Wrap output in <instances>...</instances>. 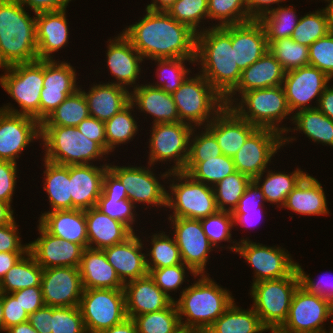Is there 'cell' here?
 Instances as JSON below:
<instances>
[{
	"mask_svg": "<svg viewBox=\"0 0 333 333\" xmlns=\"http://www.w3.org/2000/svg\"><path fill=\"white\" fill-rule=\"evenodd\" d=\"M137 22L121 31L144 60L196 57V36L167 12L145 9Z\"/></svg>",
	"mask_w": 333,
	"mask_h": 333,
	"instance_id": "1",
	"label": "cell"
},
{
	"mask_svg": "<svg viewBox=\"0 0 333 333\" xmlns=\"http://www.w3.org/2000/svg\"><path fill=\"white\" fill-rule=\"evenodd\" d=\"M195 65L225 99L238 85L242 71L235 62L232 25L209 27L197 33Z\"/></svg>",
	"mask_w": 333,
	"mask_h": 333,
	"instance_id": "2",
	"label": "cell"
},
{
	"mask_svg": "<svg viewBox=\"0 0 333 333\" xmlns=\"http://www.w3.org/2000/svg\"><path fill=\"white\" fill-rule=\"evenodd\" d=\"M209 275H195L174 301L180 325L194 333H205L235 301L232 292Z\"/></svg>",
	"mask_w": 333,
	"mask_h": 333,
	"instance_id": "3",
	"label": "cell"
},
{
	"mask_svg": "<svg viewBox=\"0 0 333 333\" xmlns=\"http://www.w3.org/2000/svg\"><path fill=\"white\" fill-rule=\"evenodd\" d=\"M15 0H0V68L38 60L36 14Z\"/></svg>",
	"mask_w": 333,
	"mask_h": 333,
	"instance_id": "4",
	"label": "cell"
},
{
	"mask_svg": "<svg viewBox=\"0 0 333 333\" xmlns=\"http://www.w3.org/2000/svg\"><path fill=\"white\" fill-rule=\"evenodd\" d=\"M40 145L44 150L43 159L52 163L66 166L98 165L99 161L100 165H109L106 162L109 154L97 142L81 134L77 127L41 126Z\"/></svg>",
	"mask_w": 333,
	"mask_h": 333,
	"instance_id": "5",
	"label": "cell"
},
{
	"mask_svg": "<svg viewBox=\"0 0 333 333\" xmlns=\"http://www.w3.org/2000/svg\"><path fill=\"white\" fill-rule=\"evenodd\" d=\"M0 86L18 104H3L0 110L34 117L40 123V95L44 82V60L14 64L3 69Z\"/></svg>",
	"mask_w": 333,
	"mask_h": 333,
	"instance_id": "6",
	"label": "cell"
},
{
	"mask_svg": "<svg viewBox=\"0 0 333 333\" xmlns=\"http://www.w3.org/2000/svg\"><path fill=\"white\" fill-rule=\"evenodd\" d=\"M230 107L257 128L272 129L282 136L289 129L283 122L293 120L282 85L244 92Z\"/></svg>",
	"mask_w": 333,
	"mask_h": 333,
	"instance_id": "7",
	"label": "cell"
},
{
	"mask_svg": "<svg viewBox=\"0 0 333 333\" xmlns=\"http://www.w3.org/2000/svg\"><path fill=\"white\" fill-rule=\"evenodd\" d=\"M167 218L200 220L218 211L213 187L194 180L190 175L170 172L167 179Z\"/></svg>",
	"mask_w": 333,
	"mask_h": 333,
	"instance_id": "8",
	"label": "cell"
},
{
	"mask_svg": "<svg viewBox=\"0 0 333 333\" xmlns=\"http://www.w3.org/2000/svg\"><path fill=\"white\" fill-rule=\"evenodd\" d=\"M172 96L180 121L193 127H206L225 107L224 98L199 72L189 75Z\"/></svg>",
	"mask_w": 333,
	"mask_h": 333,
	"instance_id": "9",
	"label": "cell"
},
{
	"mask_svg": "<svg viewBox=\"0 0 333 333\" xmlns=\"http://www.w3.org/2000/svg\"><path fill=\"white\" fill-rule=\"evenodd\" d=\"M300 285L295 269L289 276L262 280L252 284L250 297L252 307L266 329H280L285 323L293 294Z\"/></svg>",
	"mask_w": 333,
	"mask_h": 333,
	"instance_id": "10",
	"label": "cell"
},
{
	"mask_svg": "<svg viewBox=\"0 0 333 333\" xmlns=\"http://www.w3.org/2000/svg\"><path fill=\"white\" fill-rule=\"evenodd\" d=\"M193 126L185 122L158 123L150 127L148 164L169 165V172L183 171L189 154V141ZM159 162V164H158ZM166 162V163H165ZM172 162V163H171Z\"/></svg>",
	"mask_w": 333,
	"mask_h": 333,
	"instance_id": "11",
	"label": "cell"
},
{
	"mask_svg": "<svg viewBox=\"0 0 333 333\" xmlns=\"http://www.w3.org/2000/svg\"><path fill=\"white\" fill-rule=\"evenodd\" d=\"M112 164L109 163V168L119 177L124 186L128 189V199L136 207H139L140 204L144 205V207H141V209L144 208V211L149 209V207L151 209H153V207L154 209L157 208L159 211L161 209L167 211V189L165 187L167 184L165 183H167L170 172L165 167V172L160 171V174H157L155 173L156 170L153 166L148 163L146 167L144 165H129V163L128 166H118L114 165V161Z\"/></svg>",
	"mask_w": 333,
	"mask_h": 333,
	"instance_id": "12",
	"label": "cell"
},
{
	"mask_svg": "<svg viewBox=\"0 0 333 333\" xmlns=\"http://www.w3.org/2000/svg\"><path fill=\"white\" fill-rule=\"evenodd\" d=\"M79 308L87 333H100L128 318L124 289H84Z\"/></svg>",
	"mask_w": 333,
	"mask_h": 333,
	"instance_id": "13",
	"label": "cell"
},
{
	"mask_svg": "<svg viewBox=\"0 0 333 333\" xmlns=\"http://www.w3.org/2000/svg\"><path fill=\"white\" fill-rule=\"evenodd\" d=\"M238 240L234 254L240 255L252 268L254 273L250 285L262 280L285 278L296 269L297 262L282 245L267 246L254 242L250 237Z\"/></svg>",
	"mask_w": 333,
	"mask_h": 333,
	"instance_id": "14",
	"label": "cell"
},
{
	"mask_svg": "<svg viewBox=\"0 0 333 333\" xmlns=\"http://www.w3.org/2000/svg\"><path fill=\"white\" fill-rule=\"evenodd\" d=\"M333 330V304L318 294H310L300 285L295 290L287 319L280 328L286 333H327L325 322ZM332 324V326H331Z\"/></svg>",
	"mask_w": 333,
	"mask_h": 333,
	"instance_id": "15",
	"label": "cell"
},
{
	"mask_svg": "<svg viewBox=\"0 0 333 333\" xmlns=\"http://www.w3.org/2000/svg\"><path fill=\"white\" fill-rule=\"evenodd\" d=\"M170 234L175 238L183 263L196 275L209 274L207 265L210 253L216 249L203 231L200 220L188 218H167ZM172 231V232H171Z\"/></svg>",
	"mask_w": 333,
	"mask_h": 333,
	"instance_id": "16",
	"label": "cell"
},
{
	"mask_svg": "<svg viewBox=\"0 0 333 333\" xmlns=\"http://www.w3.org/2000/svg\"><path fill=\"white\" fill-rule=\"evenodd\" d=\"M283 147V136L279 132L257 128L233 157L236 171L253 180L273 164L271 160Z\"/></svg>",
	"mask_w": 333,
	"mask_h": 333,
	"instance_id": "17",
	"label": "cell"
},
{
	"mask_svg": "<svg viewBox=\"0 0 333 333\" xmlns=\"http://www.w3.org/2000/svg\"><path fill=\"white\" fill-rule=\"evenodd\" d=\"M330 81L332 82V79L324 72L311 65L286 71L282 87L291 113L317 108ZM313 100H316L315 103Z\"/></svg>",
	"mask_w": 333,
	"mask_h": 333,
	"instance_id": "18",
	"label": "cell"
},
{
	"mask_svg": "<svg viewBox=\"0 0 333 333\" xmlns=\"http://www.w3.org/2000/svg\"><path fill=\"white\" fill-rule=\"evenodd\" d=\"M40 139L41 124L34 117L0 110V160L17 163L22 152Z\"/></svg>",
	"mask_w": 333,
	"mask_h": 333,
	"instance_id": "19",
	"label": "cell"
},
{
	"mask_svg": "<svg viewBox=\"0 0 333 333\" xmlns=\"http://www.w3.org/2000/svg\"><path fill=\"white\" fill-rule=\"evenodd\" d=\"M79 74L63 59L44 60V82L40 92V124L71 94L79 89Z\"/></svg>",
	"mask_w": 333,
	"mask_h": 333,
	"instance_id": "20",
	"label": "cell"
},
{
	"mask_svg": "<svg viewBox=\"0 0 333 333\" xmlns=\"http://www.w3.org/2000/svg\"><path fill=\"white\" fill-rule=\"evenodd\" d=\"M111 38L113 37L106 41L108 44L104 61L111 77L115 80L111 82L108 80V83L123 86L131 91L140 85L138 81L145 60L122 32Z\"/></svg>",
	"mask_w": 333,
	"mask_h": 333,
	"instance_id": "21",
	"label": "cell"
},
{
	"mask_svg": "<svg viewBox=\"0 0 333 333\" xmlns=\"http://www.w3.org/2000/svg\"><path fill=\"white\" fill-rule=\"evenodd\" d=\"M41 288L45 305L51 307H78L84 290L78 267L43 269Z\"/></svg>",
	"mask_w": 333,
	"mask_h": 333,
	"instance_id": "22",
	"label": "cell"
},
{
	"mask_svg": "<svg viewBox=\"0 0 333 333\" xmlns=\"http://www.w3.org/2000/svg\"><path fill=\"white\" fill-rule=\"evenodd\" d=\"M39 236L30 241L28 251L43 268L78 267L84 247L80 244L62 240L48 233L40 224L37 225Z\"/></svg>",
	"mask_w": 333,
	"mask_h": 333,
	"instance_id": "23",
	"label": "cell"
},
{
	"mask_svg": "<svg viewBox=\"0 0 333 333\" xmlns=\"http://www.w3.org/2000/svg\"><path fill=\"white\" fill-rule=\"evenodd\" d=\"M133 233L124 242L103 249L107 261L125 284L148 275L145 246L141 235ZM145 245V246H144Z\"/></svg>",
	"mask_w": 333,
	"mask_h": 333,
	"instance_id": "24",
	"label": "cell"
},
{
	"mask_svg": "<svg viewBox=\"0 0 333 333\" xmlns=\"http://www.w3.org/2000/svg\"><path fill=\"white\" fill-rule=\"evenodd\" d=\"M67 10L36 14L38 60H56L54 55L69 44L70 26Z\"/></svg>",
	"mask_w": 333,
	"mask_h": 333,
	"instance_id": "25",
	"label": "cell"
},
{
	"mask_svg": "<svg viewBox=\"0 0 333 333\" xmlns=\"http://www.w3.org/2000/svg\"><path fill=\"white\" fill-rule=\"evenodd\" d=\"M286 71L268 50L260 59L244 69L237 87L224 99L230 107L244 92L280 86Z\"/></svg>",
	"mask_w": 333,
	"mask_h": 333,
	"instance_id": "26",
	"label": "cell"
},
{
	"mask_svg": "<svg viewBox=\"0 0 333 333\" xmlns=\"http://www.w3.org/2000/svg\"><path fill=\"white\" fill-rule=\"evenodd\" d=\"M206 128L215 136L223 155L232 158L257 129L228 106H225Z\"/></svg>",
	"mask_w": 333,
	"mask_h": 333,
	"instance_id": "27",
	"label": "cell"
},
{
	"mask_svg": "<svg viewBox=\"0 0 333 333\" xmlns=\"http://www.w3.org/2000/svg\"><path fill=\"white\" fill-rule=\"evenodd\" d=\"M109 165H70L72 209L87 210L97 206L102 193L103 177Z\"/></svg>",
	"mask_w": 333,
	"mask_h": 333,
	"instance_id": "28",
	"label": "cell"
},
{
	"mask_svg": "<svg viewBox=\"0 0 333 333\" xmlns=\"http://www.w3.org/2000/svg\"><path fill=\"white\" fill-rule=\"evenodd\" d=\"M128 318L168 308L174 301L154 282L150 275L124 284Z\"/></svg>",
	"mask_w": 333,
	"mask_h": 333,
	"instance_id": "29",
	"label": "cell"
},
{
	"mask_svg": "<svg viewBox=\"0 0 333 333\" xmlns=\"http://www.w3.org/2000/svg\"><path fill=\"white\" fill-rule=\"evenodd\" d=\"M130 103L135 111L148 114L153 119V124L179 122V114L171 93L161 88L152 87L149 83L143 82L130 91Z\"/></svg>",
	"mask_w": 333,
	"mask_h": 333,
	"instance_id": "30",
	"label": "cell"
},
{
	"mask_svg": "<svg viewBox=\"0 0 333 333\" xmlns=\"http://www.w3.org/2000/svg\"><path fill=\"white\" fill-rule=\"evenodd\" d=\"M79 89L87 101L89 115L100 121H107L130 103V91L123 86L98 82L91 84L89 90Z\"/></svg>",
	"mask_w": 333,
	"mask_h": 333,
	"instance_id": "31",
	"label": "cell"
},
{
	"mask_svg": "<svg viewBox=\"0 0 333 333\" xmlns=\"http://www.w3.org/2000/svg\"><path fill=\"white\" fill-rule=\"evenodd\" d=\"M268 47L264 28L258 20L232 25V48L241 71L260 59Z\"/></svg>",
	"mask_w": 333,
	"mask_h": 333,
	"instance_id": "32",
	"label": "cell"
},
{
	"mask_svg": "<svg viewBox=\"0 0 333 333\" xmlns=\"http://www.w3.org/2000/svg\"><path fill=\"white\" fill-rule=\"evenodd\" d=\"M38 223L51 235L88 248L85 210L41 212Z\"/></svg>",
	"mask_w": 333,
	"mask_h": 333,
	"instance_id": "33",
	"label": "cell"
},
{
	"mask_svg": "<svg viewBox=\"0 0 333 333\" xmlns=\"http://www.w3.org/2000/svg\"><path fill=\"white\" fill-rule=\"evenodd\" d=\"M321 182L309 173L288 194L281 209L300 216H328V200Z\"/></svg>",
	"mask_w": 333,
	"mask_h": 333,
	"instance_id": "34",
	"label": "cell"
},
{
	"mask_svg": "<svg viewBox=\"0 0 333 333\" xmlns=\"http://www.w3.org/2000/svg\"><path fill=\"white\" fill-rule=\"evenodd\" d=\"M79 271L83 289H124V283L101 249L85 248Z\"/></svg>",
	"mask_w": 333,
	"mask_h": 333,
	"instance_id": "35",
	"label": "cell"
},
{
	"mask_svg": "<svg viewBox=\"0 0 333 333\" xmlns=\"http://www.w3.org/2000/svg\"><path fill=\"white\" fill-rule=\"evenodd\" d=\"M88 248L101 249L124 242L133 232L122 222L104 214L96 206L85 210Z\"/></svg>",
	"mask_w": 333,
	"mask_h": 333,
	"instance_id": "36",
	"label": "cell"
},
{
	"mask_svg": "<svg viewBox=\"0 0 333 333\" xmlns=\"http://www.w3.org/2000/svg\"><path fill=\"white\" fill-rule=\"evenodd\" d=\"M283 136V146L293 141H297L296 137L290 136L288 133L304 134L311 142L322 144V146H330L333 148V121L324 115L318 108L301 110L293 114L291 126ZM296 131V132H295ZM299 131V132H298ZM289 135V136H287Z\"/></svg>",
	"mask_w": 333,
	"mask_h": 333,
	"instance_id": "37",
	"label": "cell"
},
{
	"mask_svg": "<svg viewBox=\"0 0 333 333\" xmlns=\"http://www.w3.org/2000/svg\"><path fill=\"white\" fill-rule=\"evenodd\" d=\"M271 167L256 176L253 181L262 190L265 200L269 205H276L281 210L288 194L297 186V184L308 174L299 166L292 172L270 170ZM265 177V178H264Z\"/></svg>",
	"mask_w": 333,
	"mask_h": 333,
	"instance_id": "38",
	"label": "cell"
},
{
	"mask_svg": "<svg viewBox=\"0 0 333 333\" xmlns=\"http://www.w3.org/2000/svg\"><path fill=\"white\" fill-rule=\"evenodd\" d=\"M41 160L45 169L42 173V188L48 195L46 197L50 206L49 210L44 212L72 209L69 166L52 163L43 158Z\"/></svg>",
	"mask_w": 333,
	"mask_h": 333,
	"instance_id": "39",
	"label": "cell"
},
{
	"mask_svg": "<svg viewBox=\"0 0 333 333\" xmlns=\"http://www.w3.org/2000/svg\"><path fill=\"white\" fill-rule=\"evenodd\" d=\"M232 305L212 324L205 333H265L258 314L253 307L242 309Z\"/></svg>",
	"mask_w": 333,
	"mask_h": 333,
	"instance_id": "40",
	"label": "cell"
},
{
	"mask_svg": "<svg viewBox=\"0 0 333 333\" xmlns=\"http://www.w3.org/2000/svg\"><path fill=\"white\" fill-rule=\"evenodd\" d=\"M43 268L33 255L26 252L0 281L1 293H12L24 288L41 286Z\"/></svg>",
	"mask_w": 333,
	"mask_h": 333,
	"instance_id": "41",
	"label": "cell"
},
{
	"mask_svg": "<svg viewBox=\"0 0 333 333\" xmlns=\"http://www.w3.org/2000/svg\"><path fill=\"white\" fill-rule=\"evenodd\" d=\"M134 110V106L129 103L119 113L115 114L111 119L105 121L106 136V152L111 155L116 147L125 145L133 141L137 133H139L138 117ZM134 115V116H133ZM135 117V119H134ZM122 144V145H121ZM120 145V146H119Z\"/></svg>",
	"mask_w": 333,
	"mask_h": 333,
	"instance_id": "42",
	"label": "cell"
},
{
	"mask_svg": "<svg viewBox=\"0 0 333 333\" xmlns=\"http://www.w3.org/2000/svg\"><path fill=\"white\" fill-rule=\"evenodd\" d=\"M157 232L148 235L150 240L146 237L145 240H147H143V242H150L148 246L151 245L150 248L145 247L148 272L152 269L171 267L183 263L174 236L172 234L170 236V232H164L163 230Z\"/></svg>",
	"mask_w": 333,
	"mask_h": 333,
	"instance_id": "43",
	"label": "cell"
},
{
	"mask_svg": "<svg viewBox=\"0 0 333 333\" xmlns=\"http://www.w3.org/2000/svg\"><path fill=\"white\" fill-rule=\"evenodd\" d=\"M285 6V7H284ZM300 16L294 4L279 5L262 15L258 21L262 24L268 45L272 41L290 38L298 24Z\"/></svg>",
	"mask_w": 333,
	"mask_h": 333,
	"instance_id": "44",
	"label": "cell"
},
{
	"mask_svg": "<svg viewBox=\"0 0 333 333\" xmlns=\"http://www.w3.org/2000/svg\"><path fill=\"white\" fill-rule=\"evenodd\" d=\"M156 65L155 77L157 81L148 82L152 87L161 88L167 93L175 92L187 77L192 74L191 68H187L190 63L195 67V59L173 58V59H154ZM188 62V64H186ZM187 65V66H186Z\"/></svg>",
	"mask_w": 333,
	"mask_h": 333,
	"instance_id": "45",
	"label": "cell"
},
{
	"mask_svg": "<svg viewBox=\"0 0 333 333\" xmlns=\"http://www.w3.org/2000/svg\"><path fill=\"white\" fill-rule=\"evenodd\" d=\"M89 116L85 96L80 89H77L41 123V126L77 127Z\"/></svg>",
	"mask_w": 333,
	"mask_h": 333,
	"instance_id": "46",
	"label": "cell"
},
{
	"mask_svg": "<svg viewBox=\"0 0 333 333\" xmlns=\"http://www.w3.org/2000/svg\"><path fill=\"white\" fill-rule=\"evenodd\" d=\"M183 172L194 180L213 187L228 175L236 172V168L233 158L222 154L204 162H186Z\"/></svg>",
	"mask_w": 333,
	"mask_h": 333,
	"instance_id": "47",
	"label": "cell"
},
{
	"mask_svg": "<svg viewBox=\"0 0 333 333\" xmlns=\"http://www.w3.org/2000/svg\"><path fill=\"white\" fill-rule=\"evenodd\" d=\"M200 222L205 235L216 251L217 249L218 251L228 249L229 251L236 252L238 241L236 239H232L231 233L235 228L231 212L218 210L216 213L200 219ZM221 242H227L230 245L227 246L224 244L223 246Z\"/></svg>",
	"mask_w": 333,
	"mask_h": 333,
	"instance_id": "48",
	"label": "cell"
},
{
	"mask_svg": "<svg viewBox=\"0 0 333 333\" xmlns=\"http://www.w3.org/2000/svg\"><path fill=\"white\" fill-rule=\"evenodd\" d=\"M253 20L248 13L245 0H208V22L210 27L237 25ZM213 21H216L215 23Z\"/></svg>",
	"mask_w": 333,
	"mask_h": 333,
	"instance_id": "49",
	"label": "cell"
},
{
	"mask_svg": "<svg viewBox=\"0 0 333 333\" xmlns=\"http://www.w3.org/2000/svg\"><path fill=\"white\" fill-rule=\"evenodd\" d=\"M252 179L238 171L213 186L218 210L233 212Z\"/></svg>",
	"mask_w": 333,
	"mask_h": 333,
	"instance_id": "50",
	"label": "cell"
},
{
	"mask_svg": "<svg viewBox=\"0 0 333 333\" xmlns=\"http://www.w3.org/2000/svg\"><path fill=\"white\" fill-rule=\"evenodd\" d=\"M133 320L138 333H175L181 327L175 302L160 311L135 316Z\"/></svg>",
	"mask_w": 333,
	"mask_h": 333,
	"instance_id": "51",
	"label": "cell"
},
{
	"mask_svg": "<svg viewBox=\"0 0 333 333\" xmlns=\"http://www.w3.org/2000/svg\"><path fill=\"white\" fill-rule=\"evenodd\" d=\"M167 13L196 33L210 27L205 26L208 23V0H176Z\"/></svg>",
	"mask_w": 333,
	"mask_h": 333,
	"instance_id": "52",
	"label": "cell"
},
{
	"mask_svg": "<svg viewBox=\"0 0 333 333\" xmlns=\"http://www.w3.org/2000/svg\"><path fill=\"white\" fill-rule=\"evenodd\" d=\"M330 32L328 21L323 9H315L300 15L297 26L291 38L302 45L310 46L319 38L326 36Z\"/></svg>",
	"mask_w": 333,
	"mask_h": 333,
	"instance_id": "53",
	"label": "cell"
},
{
	"mask_svg": "<svg viewBox=\"0 0 333 333\" xmlns=\"http://www.w3.org/2000/svg\"><path fill=\"white\" fill-rule=\"evenodd\" d=\"M268 50L285 71L309 65V47L297 43L291 37L272 41Z\"/></svg>",
	"mask_w": 333,
	"mask_h": 333,
	"instance_id": "54",
	"label": "cell"
},
{
	"mask_svg": "<svg viewBox=\"0 0 333 333\" xmlns=\"http://www.w3.org/2000/svg\"><path fill=\"white\" fill-rule=\"evenodd\" d=\"M189 273L192 277L196 275L184 263L171 267L152 269L148 272L150 277L154 280L155 284L173 301L176 299L170 294L173 291L175 294V292L177 293V291H180L181 289L182 290L180 291L179 296L182 294V292L187 288V286L182 288V285L189 277Z\"/></svg>",
	"mask_w": 333,
	"mask_h": 333,
	"instance_id": "55",
	"label": "cell"
},
{
	"mask_svg": "<svg viewBox=\"0 0 333 333\" xmlns=\"http://www.w3.org/2000/svg\"><path fill=\"white\" fill-rule=\"evenodd\" d=\"M222 154L215 136L206 127L193 128L187 162H204Z\"/></svg>",
	"mask_w": 333,
	"mask_h": 333,
	"instance_id": "56",
	"label": "cell"
},
{
	"mask_svg": "<svg viewBox=\"0 0 333 333\" xmlns=\"http://www.w3.org/2000/svg\"><path fill=\"white\" fill-rule=\"evenodd\" d=\"M96 207L109 217L125 224L133 233L141 232L134 229L139 215L136 212L137 207L129 199L99 198Z\"/></svg>",
	"mask_w": 333,
	"mask_h": 333,
	"instance_id": "57",
	"label": "cell"
},
{
	"mask_svg": "<svg viewBox=\"0 0 333 333\" xmlns=\"http://www.w3.org/2000/svg\"><path fill=\"white\" fill-rule=\"evenodd\" d=\"M52 333H87L78 307H52Z\"/></svg>",
	"mask_w": 333,
	"mask_h": 333,
	"instance_id": "58",
	"label": "cell"
},
{
	"mask_svg": "<svg viewBox=\"0 0 333 333\" xmlns=\"http://www.w3.org/2000/svg\"><path fill=\"white\" fill-rule=\"evenodd\" d=\"M309 65L318 68L333 80V31L309 46Z\"/></svg>",
	"mask_w": 333,
	"mask_h": 333,
	"instance_id": "59",
	"label": "cell"
},
{
	"mask_svg": "<svg viewBox=\"0 0 333 333\" xmlns=\"http://www.w3.org/2000/svg\"><path fill=\"white\" fill-rule=\"evenodd\" d=\"M296 270L300 279V286L304 288L310 294H318L321 297H324L326 300L330 301L333 304V276L330 277L331 280L327 279L328 272L326 274L319 276L317 281L310 277V274H306L304 268L297 262ZM327 275V276H325Z\"/></svg>",
	"mask_w": 333,
	"mask_h": 333,
	"instance_id": "60",
	"label": "cell"
},
{
	"mask_svg": "<svg viewBox=\"0 0 333 333\" xmlns=\"http://www.w3.org/2000/svg\"><path fill=\"white\" fill-rule=\"evenodd\" d=\"M18 163L0 160V201L12 205L17 188Z\"/></svg>",
	"mask_w": 333,
	"mask_h": 333,
	"instance_id": "61",
	"label": "cell"
},
{
	"mask_svg": "<svg viewBox=\"0 0 333 333\" xmlns=\"http://www.w3.org/2000/svg\"><path fill=\"white\" fill-rule=\"evenodd\" d=\"M15 219L6 225H0V252H28L29 244H23Z\"/></svg>",
	"mask_w": 333,
	"mask_h": 333,
	"instance_id": "62",
	"label": "cell"
},
{
	"mask_svg": "<svg viewBox=\"0 0 333 333\" xmlns=\"http://www.w3.org/2000/svg\"><path fill=\"white\" fill-rule=\"evenodd\" d=\"M4 332L13 325L28 321L29 315L10 294L2 293Z\"/></svg>",
	"mask_w": 333,
	"mask_h": 333,
	"instance_id": "63",
	"label": "cell"
},
{
	"mask_svg": "<svg viewBox=\"0 0 333 333\" xmlns=\"http://www.w3.org/2000/svg\"><path fill=\"white\" fill-rule=\"evenodd\" d=\"M10 294L19 302L28 315L45 306L41 286L24 288Z\"/></svg>",
	"mask_w": 333,
	"mask_h": 333,
	"instance_id": "64",
	"label": "cell"
},
{
	"mask_svg": "<svg viewBox=\"0 0 333 333\" xmlns=\"http://www.w3.org/2000/svg\"><path fill=\"white\" fill-rule=\"evenodd\" d=\"M99 198L128 199V189L110 168L104 174L102 193Z\"/></svg>",
	"mask_w": 333,
	"mask_h": 333,
	"instance_id": "65",
	"label": "cell"
},
{
	"mask_svg": "<svg viewBox=\"0 0 333 333\" xmlns=\"http://www.w3.org/2000/svg\"><path fill=\"white\" fill-rule=\"evenodd\" d=\"M78 130L89 140L97 142L106 151L105 123L89 116L78 126Z\"/></svg>",
	"mask_w": 333,
	"mask_h": 333,
	"instance_id": "66",
	"label": "cell"
},
{
	"mask_svg": "<svg viewBox=\"0 0 333 333\" xmlns=\"http://www.w3.org/2000/svg\"><path fill=\"white\" fill-rule=\"evenodd\" d=\"M264 203L266 200L262 190L252 180L234 210H257L259 207L265 206Z\"/></svg>",
	"mask_w": 333,
	"mask_h": 333,
	"instance_id": "67",
	"label": "cell"
},
{
	"mask_svg": "<svg viewBox=\"0 0 333 333\" xmlns=\"http://www.w3.org/2000/svg\"><path fill=\"white\" fill-rule=\"evenodd\" d=\"M26 9H30L33 14L60 11L69 7L72 0H15ZM68 6V7H67Z\"/></svg>",
	"mask_w": 333,
	"mask_h": 333,
	"instance_id": "68",
	"label": "cell"
},
{
	"mask_svg": "<svg viewBox=\"0 0 333 333\" xmlns=\"http://www.w3.org/2000/svg\"><path fill=\"white\" fill-rule=\"evenodd\" d=\"M265 207L266 206L259 207L257 210H233L234 227L236 228V226L239 225L243 230L246 228H250L249 230H251L254 226V228H256V225L262 220V217H265Z\"/></svg>",
	"mask_w": 333,
	"mask_h": 333,
	"instance_id": "69",
	"label": "cell"
},
{
	"mask_svg": "<svg viewBox=\"0 0 333 333\" xmlns=\"http://www.w3.org/2000/svg\"><path fill=\"white\" fill-rule=\"evenodd\" d=\"M28 322L38 333H52V307L45 305L38 309L29 315Z\"/></svg>",
	"mask_w": 333,
	"mask_h": 333,
	"instance_id": "70",
	"label": "cell"
},
{
	"mask_svg": "<svg viewBox=\"0 0 333 333\" xmlns=\"http://www.w3.org/2000/svg\"><path fill=\"white\" fill-rule=\"evenodd\" d=\"M249 16L258 20L262 15L271 11L273 4L282 5L286 0H245Z\"/></svg>",
	"mask_w": 333,
	"mask_h": 333,
	"instance_id": "71",
	"label": "cell"
},
{
	"mask_svg": "<svg viewBox=\"0 0 333 333\" xmlns=\"http://www.w3.org/2000/svg\"><path fill=\"white\" fill-rule=\"evenodd\" d=\"M317 108L333 121V85L329 84L322 93Z\"/></svg>",
	"mask_w": 333,
	"mask_h": 333,
	"instance_id": "72",
	"label": "cell"
},
{
	"mask_svg": "<svg viewBox=\"0 0 333 333\" xmlns=\"http://www.w3.org/2000/svg\"><path fill=\"white\" fill-rule=\"evenodd\" d=\"M26 252H0V281Z\"/></svg>",
	"mask_w": 333,
	"mask_h": 333,
	"instance_id": "73",
	"label": "cell"
},
{
	"mask_svg": "<svg viewBox=\"0 0 333 333\" xmlns=\"http://www.w3.org/2000/svg\"><path fill=\"white\" fill-rule=\"evenodd\" d=\"M100 333H138L137 327L132 318H126L120 324L114 325L109 329L103 330Z\"/></svg>",
	"mask_w": 333,
	"mask_h": 333,
	"instance_id": "74",
	"label": "cell"
},
{
	"mask_svg": "<svg viewBox=\"0 0 333 333\" xmlns=\"http://www.w3.org/2000/svg\"><path fill=\"white\" fill-rule=\"evenodd\" d=\"M13 205L0 201V225L11 223L15 219Z\"/></svg>",
	"mask_w": 333,
	"mask_h": 333,
	"instance_id": "75",
	"label": "cell"
},
{
	"mask_svg": "<svg viewBox=\"0 0 333 333\" xmlns=\"http://www.w3.org/2000/svg\"><path fill=\"white\" fill-rule=\"evenodd\" d=\"M175 2L176 0H151L150 4L148 3L145 6V9L167 12Z\"/></svg>",
	"mask_w": 333,
	"mask_h": 333,
	"instance_id": "76",
	"label": "cell"
},
{
	"mask_svg": "<svg viewBox=\"0 0 333 333\" xmlns=\"http://www.w3.org/2000/svg\"><path fill=\"white\" fill-rule=\"evenodd\" d=\"M5 333H38L31 324L27 321L17 325H13L6 330Z\"/></svg>",
	"mask_w": 333,
	"mask_h": 333,
	"instance_id": "77",
	"label": "cell"
},
{
	"mask_svg": "<svg viewBox=\"0 0 333 333\" xmlns=\"http://www.w3.org/2000/svg\"><path fill=\"white\" fill-rule=\"evenodd\" d=\"M325 1L326 7H322V9L325 12L326 19L328 21V25L330 28V31H333V0H322Z\"/></svg>",
	"mask_w": 333,
	"mask_h": 333,
	"instance_id": "78",
	"label": "cell"
},
{
	"mask_svg": "<svg viewBox=\"0 0 333 333\" xmlns=\"http://www.w3.org/2000/svg\"><path fill=\"white\" fill-rule=\"evenodd\" d=\"M0 332H4L2 293L0 294Z\"/></svg>",
	"mask_w": 333,
	"mask_h": 333,
	"instance_id": "79",
	"label": "cell"
},
{
	"mask_svg": "<svg viewBox=\"0 0 333 333\" xmlns=\"http://www.w3.org/2000/svg\"><path fill=\"white\" fill-rule=\"evenodd\" d=\"M175 333H194V332L189 331L181 326Z\"/></svg>",
	"mask_w": 333,
	"mask_h": 333,
	"instance_id": "80",
	"label": "cell"
}]
</instances>
